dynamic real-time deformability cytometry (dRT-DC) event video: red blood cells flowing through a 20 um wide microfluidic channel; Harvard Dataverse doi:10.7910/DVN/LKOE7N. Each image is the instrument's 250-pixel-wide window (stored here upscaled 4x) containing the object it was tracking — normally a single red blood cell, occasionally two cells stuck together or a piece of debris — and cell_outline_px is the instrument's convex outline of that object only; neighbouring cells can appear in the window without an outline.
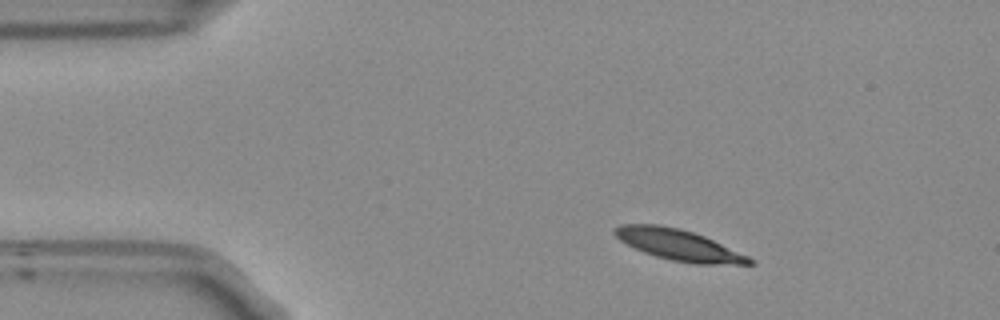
{"species": "Egyptian fruit bat (a non-hibernating species)", "species_latin": "Rousettus aegyptiacus", "temperature_condition": "room temperature", "stored_images_in_passage": 47, "camera_frame_rate_fps": 3000, "um_per_image_px": 0.085, "frame": {"image": 1, "passage_image": 1, "time_ms": 0.0, "image_size_px": [1000, 320], "cell_outline_px": [[756, 264], [692, 264], [672, 260], [656, 256], [644, 252], [620, 240], [612, 232], [612, 228], [620, 224], [660, 224], [680, 228], [704, 236], [748, 256], [756, 260]], "centroid_in_image_um": [57.68, 20.81], "position_along_channel_um": 27.3, "area_um2": 24.28}}
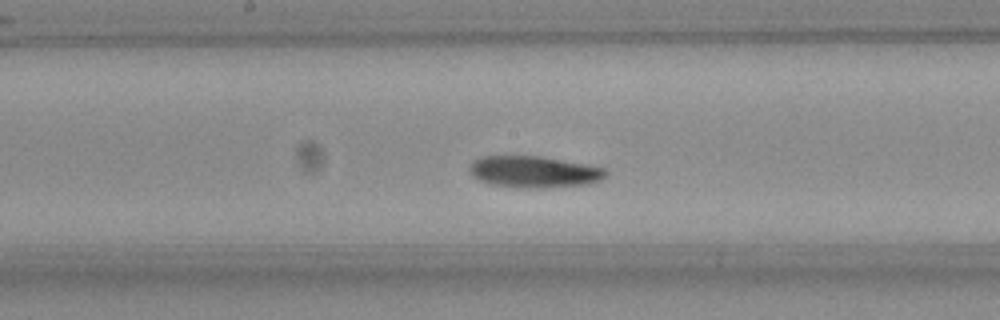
{"frame": {"image": 2, "passage_image": 20, "time_ms": 6.333, "image_size_px": [1000, 320], "cell_outline_px": [[608, 172], [600, 180], [588, 184], [544, 188], [516, 188], [488, 184], [472, 176], [468, 172], [468, 168], [472, 160], [480, 156], [540, 156], [588, 164], [604, 168]], "centroid_in_image_um": [45.34, 14.61], "position_along_channel_um": 202.9, "area_um2": 25.49}}
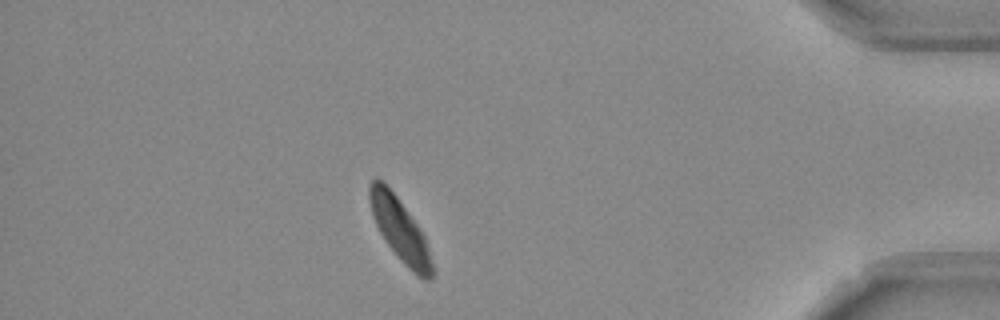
{"frame": {"image": 3, "passage_image": 40, "time_ms": 13.0, "image_size_px": [1000, 320], "cell_outline_px": [[436, 276], [432, 280], [424, 280], [416, 276], [400, 260], [384, 240], [372, 216], [368, 200], [368, 184], [376, 176], [396, 196], [416, 224], [424, 236], [436, 272]], "centroid_in_image_um": [34.0, 19.6], "position_along_channel_um": 401.2, "area_um2": 23.0}, "authors_computed_cell_mechanics": {"area_um2": 24.7962, "velocity_mm_per_s": 3.6662, "shape_relaxation_time_tau1_ms": 7.3713, "shape_relaxation_time_tau2_ms": 4.8587, "deformation_change_tau1": 0.1662, "deformation_change_tau2": 0.0868}}